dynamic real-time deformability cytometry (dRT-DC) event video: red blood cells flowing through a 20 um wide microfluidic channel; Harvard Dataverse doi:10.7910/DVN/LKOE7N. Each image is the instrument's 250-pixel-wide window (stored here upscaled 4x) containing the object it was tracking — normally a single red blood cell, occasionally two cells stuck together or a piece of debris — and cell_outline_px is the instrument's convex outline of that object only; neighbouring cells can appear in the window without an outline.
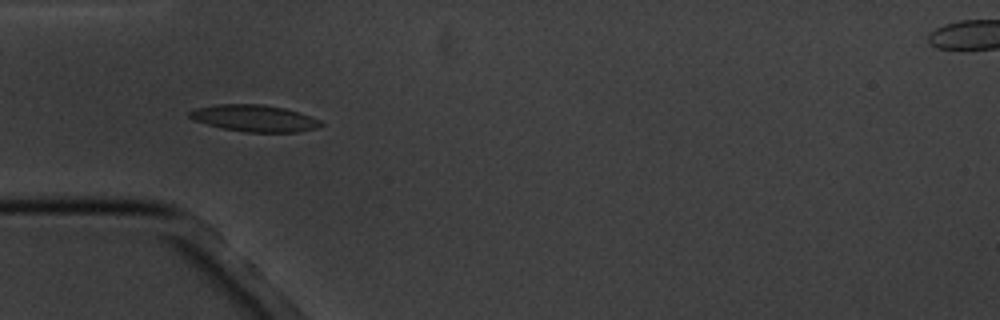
{"species": "common noctule bat (a hibernating species)", "species_latin": "Nyctalus noctula", "temperature_condition": "cold", "stored_images_in_passage": 4, "camera_frame_rate_fps": 3000, "um_per_image_px": 0.085, "animal": {"sex": "male", "body_mass_g": 20.1, "forearm_length_mm": 53.5}, "frame": {"image": 1, "passage_image": 3, "time_ms": 2.333, "image_size_px": [1000, 320], "cell_outline_px": [[324, 124], [316, 128], [300, 132], [244, 132], [224, 128], [192, 120], [188, 116], [188, 112], [196, 108], [216, 104], [260, 104], [284, 108], [320, 120]], "centroid_in_image_um": [21.59, 10.05], "position_along_channel_um": 63.4, "area_um2": 20.29}}
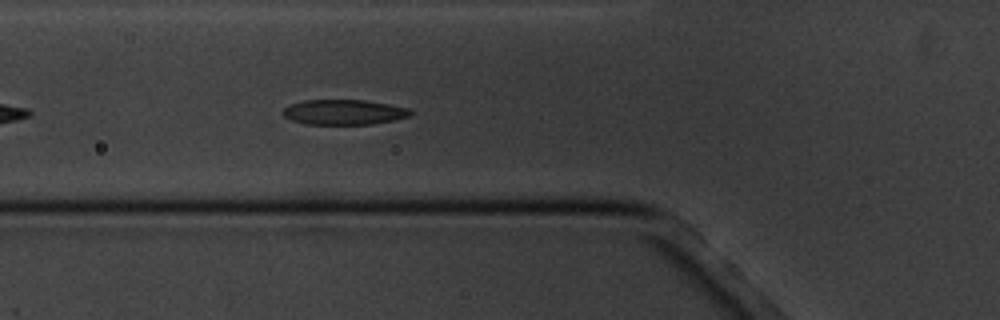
{"frame": {"image": 2, "passage_image": 4, "time_ms": 3.333, "image_size_px": [1000, 320], "cell_outline_px": [[412, 112], [408, 116], [392, 120], [372, 124], [304, 124], [292, 120], [284, 116], [280, 112], [284, 108], [292, 104], [304, 100], [364, 100], [388, 104], [408, 108]], "centroid_in_image_um": [29.18, 9.53], "position_along_channel_um": 96.6, "area_um2": 18.5}}